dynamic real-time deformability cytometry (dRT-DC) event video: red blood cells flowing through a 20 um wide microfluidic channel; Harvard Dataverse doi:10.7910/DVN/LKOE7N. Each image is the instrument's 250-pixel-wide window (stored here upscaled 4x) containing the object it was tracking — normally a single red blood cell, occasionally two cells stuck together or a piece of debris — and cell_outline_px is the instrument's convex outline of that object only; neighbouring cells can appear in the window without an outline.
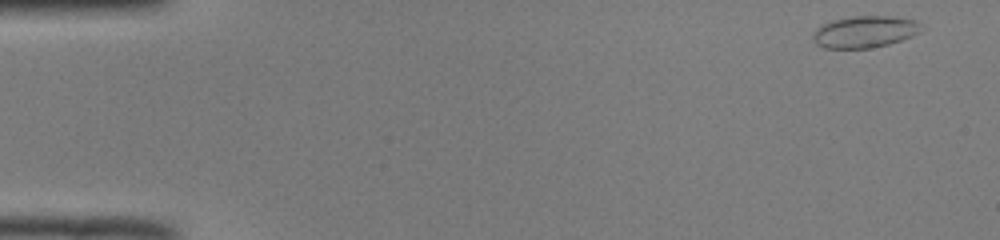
{"species": "common noctule bat (a hibernating species)", "species_latin": "Nyctalus noctula", "temperature_condition": "room temperature", "stored_images_in_passage": 49, "camera_frame_rate_fps": 3000, "um_per_image_px": 0.085, "animal": {"sex": "male", "body_mass_g": 19.0, "forearm_length_mm": 50.8}, "frame": {"image": 1, "passage_image": 1, "time_ms": 0.0, "image_size_px": [1000, 240], "cell_outline_px": [[920, 32], [912, 36], [888, 44], [868, 48], [824, 48], [816, 44], [812, 40], [812, 36], [816, 28], [832, 20], [856, 16], [892, 16], [916, 20], [920, 24]], "centroid_in_image_um": [73.48, 2.7], "position_along_channel_um": 11.5, "area_um2": 19.94}}
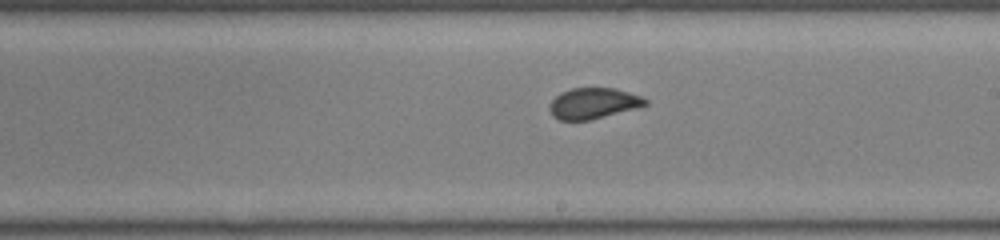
{"frame": {"image": 2, "passage_image": 28, "time_ms": 9.0, "image_size_px": [1000, 240], "cell_outline_px": [[648, 104], [636, 108], [588, 120], [560, 120], [552, 116], [548, 108], [548, 104], [560, 92], [572, 88], [612, 88], [628, 92], [640, 96], [648, 100]], "centroid_in_image_um": [50.38, 8.78], "position_along_channel_um": 238.6, "area_um2": 17.11}}
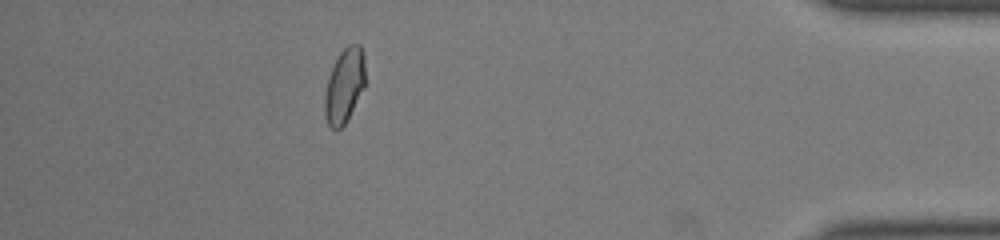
{"frame": {"image": 3, "passage_image": 44, "time_ms": 14.333, "image_size_px": [1000, 240], "cell_outline_px": [[364, 88], [344, 124], [340, 128], [332, 128], [328, 124], [324, 116], [324, 96], [328, 76], [340, 52], [348, 44], [360, 44], [364, 52]], "centroid_in_image_um": [29.26, 7.25], "position_along_channel_um": 405.9, "area_um2": 17.46}}